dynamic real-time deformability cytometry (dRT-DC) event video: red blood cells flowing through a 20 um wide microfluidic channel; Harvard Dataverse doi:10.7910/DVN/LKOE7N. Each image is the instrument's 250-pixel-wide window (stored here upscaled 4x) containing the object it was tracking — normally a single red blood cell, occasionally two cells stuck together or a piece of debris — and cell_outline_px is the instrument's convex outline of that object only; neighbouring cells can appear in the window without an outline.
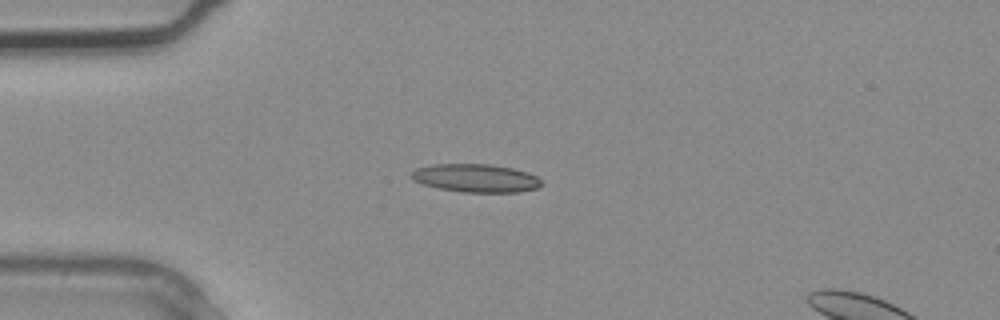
{"species": "common noctule bat (a hibernating species)", "species_latin": "Nyctalus noctula", "temperature_condition": "warm", "stored_images_in_passage": 4, "camera_frame_rate_fps": 3000, "um_per_image_px": 0.085, "animal": {"sex": "male", "body_mass_g": 20.4}, "frame": {"image": 1, "passage_image": 3, "time_ms": 0.667, "image_size_px": [1000, 320], "cell_outline_px": [[544, 184], [536, 188], [520, 192], [460, 192], [440, 188], [424, 184], [412, 180], [408, 176], [416, 168], [432, 164], [492, 164], [512, 168], [528, 172], [536, 176]], "centroid_in_image_um": [40.43, 15.13], "position_along_channel_um": 44.6, "area_um2": 21.5}}